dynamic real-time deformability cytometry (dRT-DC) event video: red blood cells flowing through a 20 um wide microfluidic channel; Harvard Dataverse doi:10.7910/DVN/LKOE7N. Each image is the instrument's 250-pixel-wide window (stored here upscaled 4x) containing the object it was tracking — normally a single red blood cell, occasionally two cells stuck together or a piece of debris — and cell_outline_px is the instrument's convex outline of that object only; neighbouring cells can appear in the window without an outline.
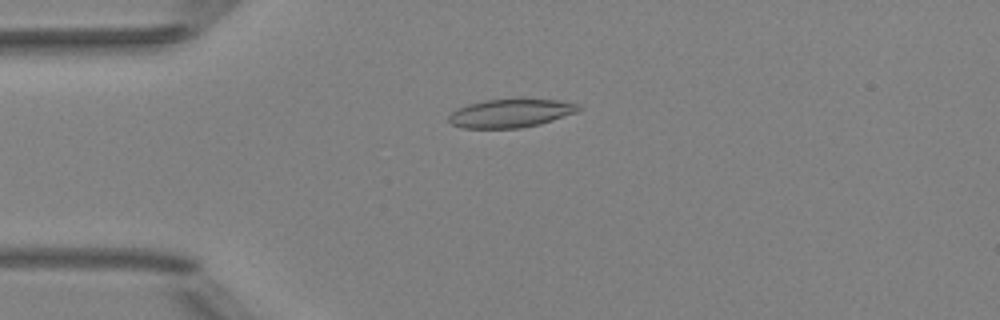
{"species": "Egyptian fruit bat (a non-hibernating species)", "species_latin": "Rousettus aegyptiacus", "temperature_condition": "room temperature", "stored_images_in_passage": 6, "camera_frame_rate_fps": 3000, "um_per_image_px": 0.085, "animal": {"sex": "female"}, "frame": {"image": 1, "passage_image": 4, "time_ms": 1.0, "image_size_px": [1000, 320], "cell_outline_px": [[580, 108], [576, 112], [540, 124], [520, 128], [460, 128], [452, 124], [448, 120], [448, 116], [456, 108], [468, 104], [484, 100], [560, 100], [580, 104]], "centroid_in_image_um": [43.36, 9.63], "position_along_channel_um": 41.6, "area_um2": 21.27}}
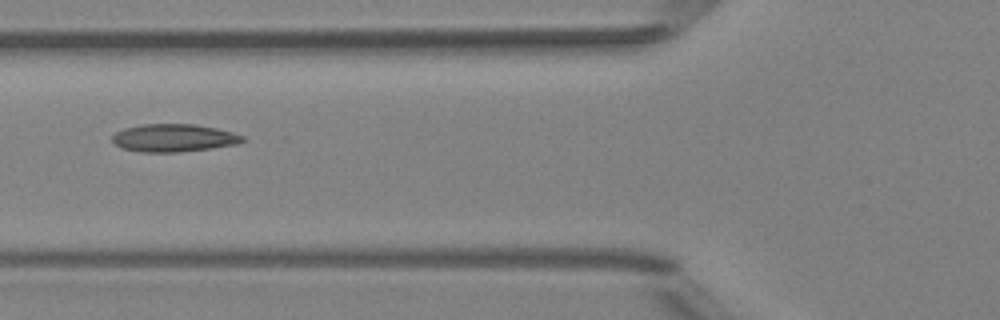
{"frame": {"image": 2, "passage_image": 6, "time_ms": 1.667, "image_size_px": [1000, 320], "cell_outline_px": [[248, 140], [236, 144], [212, 148], [180, 152], [140, 152], [124, 148], [116, 144], [112, 140], [112, 136], [116, 132], [124, 128], [140, 124], [192, 124], [216, 128], [232, 132], [244, 136]], "centroid_in_image_um": [14.79, 11.72], "position_along_channel_um": 111.0, "area_um2": 21.1}}